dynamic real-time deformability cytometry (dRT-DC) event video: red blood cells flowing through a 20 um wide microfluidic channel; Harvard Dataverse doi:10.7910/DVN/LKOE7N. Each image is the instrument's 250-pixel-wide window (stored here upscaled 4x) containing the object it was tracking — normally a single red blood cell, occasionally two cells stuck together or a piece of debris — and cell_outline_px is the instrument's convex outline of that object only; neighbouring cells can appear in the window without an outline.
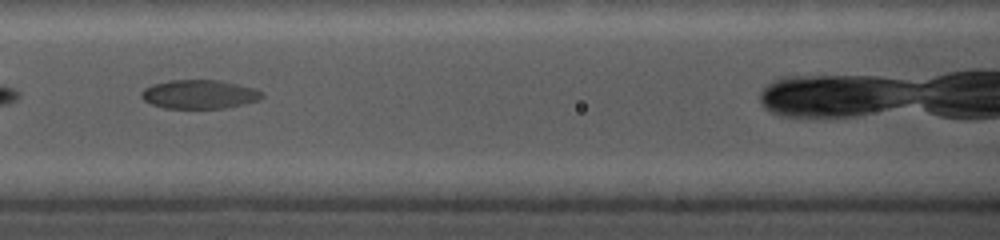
{"species": "common noctule bat (a hibernating species)", "species_latin": "Nyctalus noctula", "temperature_condition": "cold", "stored_images_in_passage": 24, "camera_frame_rate_fps": 5000, "um_per_image_px": 0.085, "animal": {"sex": "female", "body_mass_g": 19.0, "forearm_length_mm": 56.7}, "frame": {"image": 1, "passage_image": 9, "time_ms": 2.8, "image_size_px": [1000, 240], "cell_outline_px": [[264, 96], [260, 100], [244, 104], [224, 108], [164, 108], [152, 104], [144, 100], [140, 96], [140, 92], [144, 88], [152, 84], [168, 80], [220, 80], [256, 88], [264, 92]], "centroid_in_image_um": [16.97, 8.01], "position_along_channel_um": 149.6, "area_um2": 20.52}}
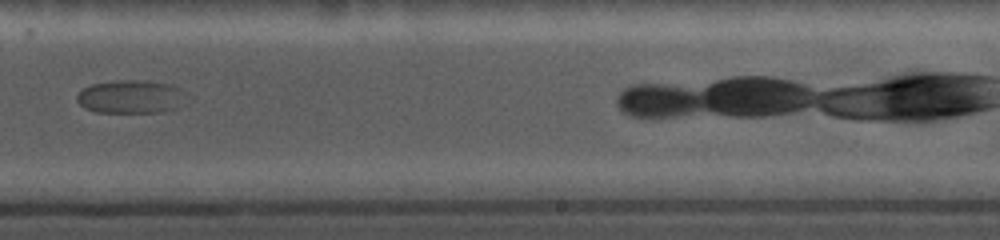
{"frame": {"image": 2, "passage_image": 15, "time_ms": 6.4, "image_size_px": [1000, 240], "cell_outline_px": [[192, 100], [180, 108], [164, 112], [96, 112], [84, 108], [76, 100], [76, 96], [84, 88], [92, 84], [116, 80], [148, 80], [172, 84], [180, 88]], "centroid_in_image_um": [11.25, 8.23], "position_along_channel_um": 277.8, "area_um2": 21.96}}
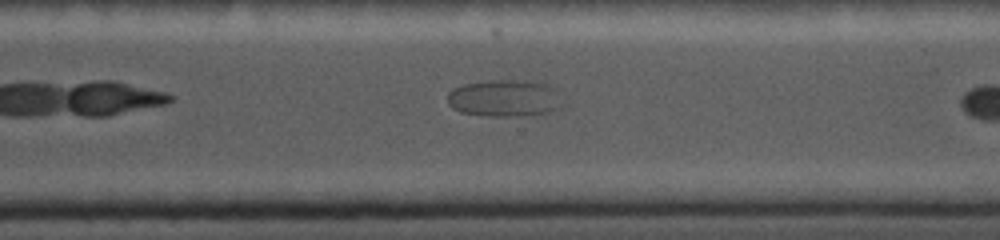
{"frame": {"image": 3, "passage_image": 19, "time_ms": 7.8, "image_size_px": [1000, 240], "cell_outline_px": [[568, 104], [564, 108], [548, 112], [520, 116], [484, 116], [460, 112], [452, 108], [448, 104], [448, 92], [452, 88], [464, 84], [492, 80], [520, 80], [548, 84]], "centroid_in_image_um": [42.93, 8.36], "position_along_channel_um": 327.7, "area_um2": 25.2}}